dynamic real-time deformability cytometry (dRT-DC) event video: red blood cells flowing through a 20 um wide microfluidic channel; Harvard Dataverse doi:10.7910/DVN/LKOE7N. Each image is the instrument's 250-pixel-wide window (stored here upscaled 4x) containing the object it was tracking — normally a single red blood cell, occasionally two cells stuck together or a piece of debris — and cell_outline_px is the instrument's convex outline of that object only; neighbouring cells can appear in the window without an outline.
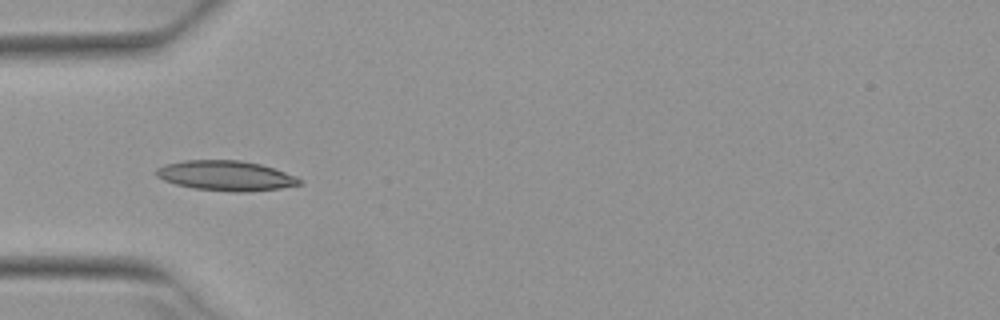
{"species": "Egyptian fruit bat (a non-hibernating species)", "species_latin": "Rousettus aegyptiacus", "temperature_condition": "warm", "stored_images_in_passage": 7, "camera_frame_rate_fps": 3000, "um_per_image_px": 0.085, "animal": {"sex": "female"}, "frame": {"image": 1, "passage_image": 5, "time_ms": 1.333, "image_size_px": [1000, 320], "cell_outline_px": [[300, 184], [280, 188], [244, 192], [232, 192], [192, 188], [176, 184], [164, 180], [156, 176], [156, 168], [164, 164], [184, 160], [240, 160], [260, 164], [296, 176], [300, 180]], "centroid_in_image_um": [19.15, 14.93], "position_along_channel_um": 65.9, "area_um2": 24.91}}
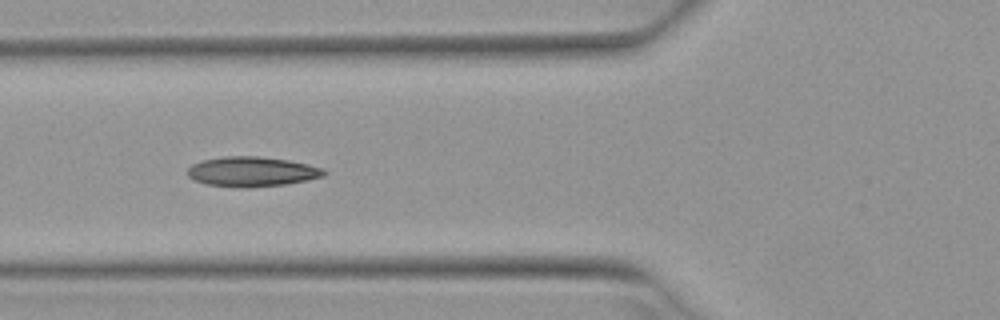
{"frame": {"image": 2, "passage_image": 6, "time_ms": 1.667, "image_size_px": [1000, 320], "cell_outline_px": [[328, 172], [324, 176], [308, 180], [284, 184], [204, 184], [192, 180], [188, 176], [188, 168], [192, 164], [204, 160], [224, 156], [256, 156], [288, 160], [308, 164], [324, 168]], "centroid_in_image_um": [21.45, 14.53], "position_along_channel_um": 104.3, "area_um2": 22.66}}
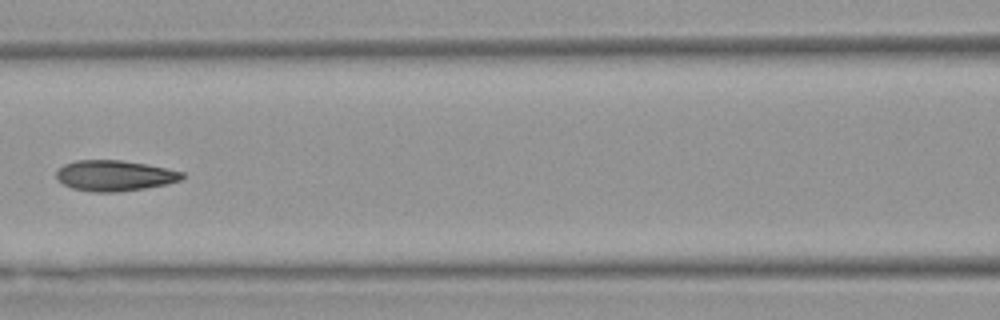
{"frame": {"image": 3, "passage_image": 7, "time_ms": 2.0, "image_size_px": [1000, 320], "cell_outline_px": [[184, 176], [180, 180], [168, 184], [144, 188], [116, 192], [92, 192], [72, 188], [56, 180], [56, 172], [64, 164], [76, 160], [120, 160], [148, 164], [168, 168], [184, 172]], "centroid_in_image_um": [9.74, 14.92], "position_along_channel_um": 156.9, "area_um2": 22.6}}